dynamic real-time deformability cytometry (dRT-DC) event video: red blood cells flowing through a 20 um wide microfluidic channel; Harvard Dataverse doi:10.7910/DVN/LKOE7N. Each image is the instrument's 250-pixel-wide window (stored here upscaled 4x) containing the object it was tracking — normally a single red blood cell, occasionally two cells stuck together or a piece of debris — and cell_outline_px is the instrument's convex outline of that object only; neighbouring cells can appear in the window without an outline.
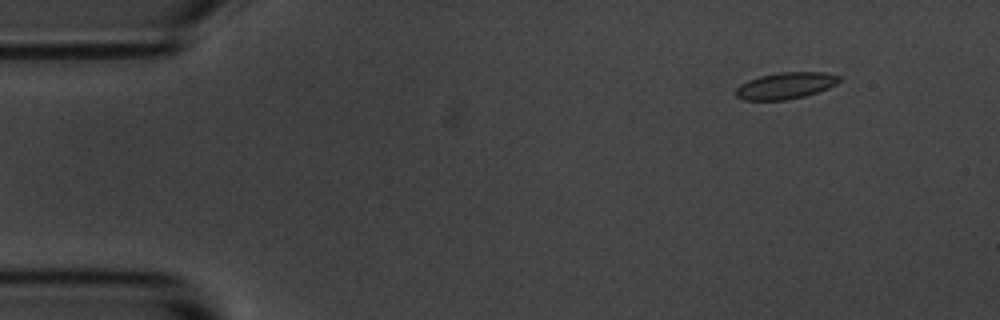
{"species": "common noctule bat (a hibernating species)", "species_latin": "Nyctalus noctula", "temperature_condition": "room temperature", "stored_images_in_passage": 4, "camera_frame_rate_fps": 3000, "um_per_image_px": 0.085, "animal": {"sex": "male", "body_mass_g": 20.1, "forearm_length_mm": 53.5}, "frame": {"image": 1, "passage_image": 2, "time_ms": 1.333, "image_size_px": [1000, 320], "cell_outline_px": [[840, 80], [836, 84], [828, 88], [804, 96], [784, 100], [744, 100], [736, 96], [736, 88], [740, 84], [748, 80], [760, 76], [780, 72], [824, 72], [840, 76]], "centroid_in_image_um": [66.76, 7.28], "position_along_channel_um": 18.2, "area_um2": 15.9}}